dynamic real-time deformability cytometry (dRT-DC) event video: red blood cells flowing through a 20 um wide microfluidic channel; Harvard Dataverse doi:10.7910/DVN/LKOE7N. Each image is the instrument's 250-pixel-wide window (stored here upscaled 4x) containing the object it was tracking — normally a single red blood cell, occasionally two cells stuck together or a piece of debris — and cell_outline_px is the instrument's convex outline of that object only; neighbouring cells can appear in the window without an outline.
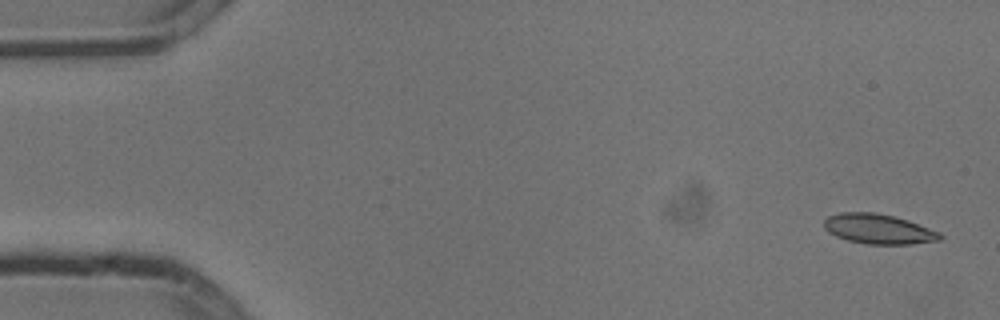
{"species": "common noctule bat (a hibernating species)", "species_latin": "Nyctalus noctula", "temperature_condition": "cold", "stored_images_in_passage": 5, "camera_frame_rate_fps": 3000, "um_per_image_px": 0.085, "animal": {"sex": "male", "body_mass_g": 13.3}, "frame": {"image": 1, "passage_image": 1, "time_ms": 0.0, "image_size_px": [1000, 320], "cell_outline_px": [[944, 236], [940, 240], [912, 244], [864, 244], [848, 240], [836, 236], [828, 232], [824, 228], [824, 220], [828, 216], [840, 212], [876, 212], [908, 220], [940, 232]], "centroid_in_image_um": [74.67, 19.46], "position_along_channel_um": 10.3, "area_um2": 20.29}}
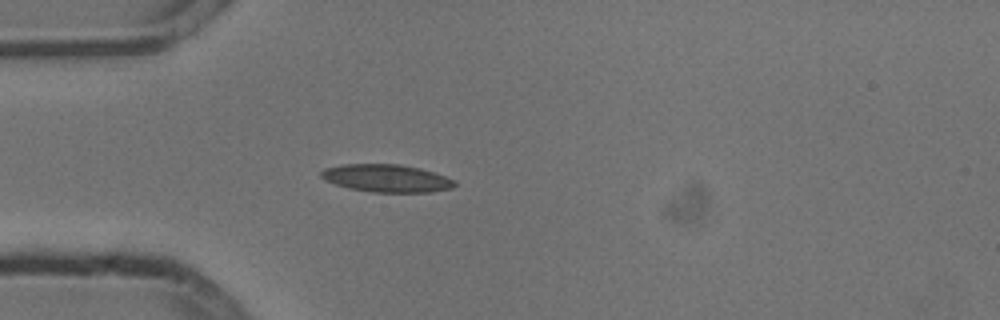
{"frame": {"image": 2, "passage_image": 5, "time_ms": 1.333, "image_size_px": [1000, 320], "cell_outline_px": [[456, 184], [452, 188], [432, 192], [372, 192], [348, 188], [324, 180], [320, 176], [320, 172], [324, 168], [340, 164], [400, 164], [420, 168], [456, 180]], "centroid_in_image_um": [32.83, 15.15], "position_along_channel_um": 52.2, "area_um2": 21.62}}